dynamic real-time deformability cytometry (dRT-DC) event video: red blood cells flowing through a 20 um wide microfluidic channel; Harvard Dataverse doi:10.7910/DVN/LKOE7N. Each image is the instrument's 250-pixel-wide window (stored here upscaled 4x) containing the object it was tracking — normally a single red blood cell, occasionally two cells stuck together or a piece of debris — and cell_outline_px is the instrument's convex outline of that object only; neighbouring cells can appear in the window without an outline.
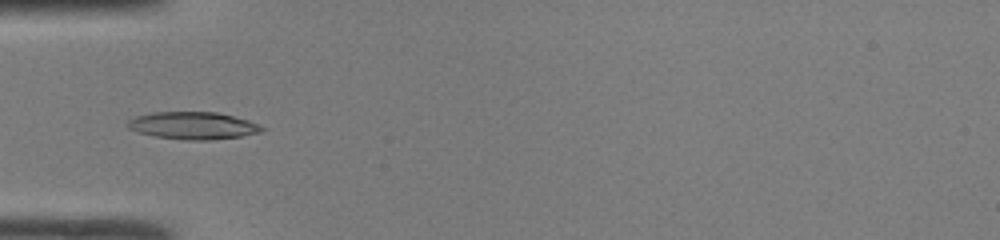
{"species": "common noctule bat (a hibernating species)", "species_latin": "Nyctalus noctula", "temperature_condition": "room temperature", "stored_images_in_passage": 36, "camera_frame_rate_fps": 3000, "um_per_image_px": 0.085, "animal": {"sex": "male", "body_mass_g": 19.0, "forearm_length_mm": 50.8}, "frame": {"image": 1, "passage_image": 4, "time_ms": 1.0, "image_size_px": [1000, 240], "cell_outline_px": [[264, 128], [260, 132], [240, 136], [208, 140], [188, 140], [156, 136], [136, 132], [128, 128], [124, 124], [128, 120], [136, 116], [152, 112], [216, 112], [248, 120], [260, 124]], "centroid_in_image_um": [16.36, 10.67], "position_along_channel_um": 68.6, "area_um2": 21.33}}
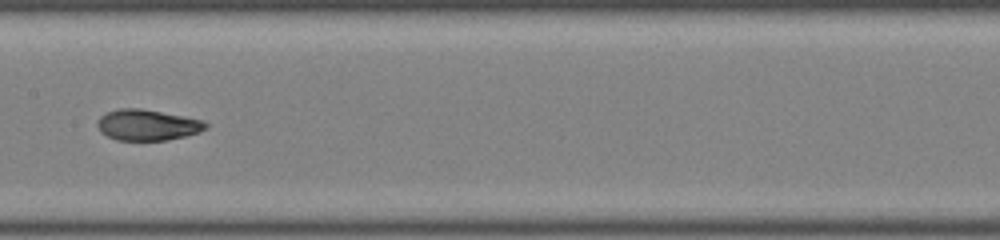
{"frame": {"image": 2, "passage_image": 13, "time_ms": 4.0, "image_size_px": [1000, 240], "cell_outline_px": [[208, 128], [200, 132], [168, 140], [116, 140], [100, 132], [96, 124], [100, 116], [108, 112], [120, 108], [140, 108], [204, 120], [208, 124]], "centroid_in_image_um": [12.53, 10.62], "position_along_channel_um": 194.9, "area_um2": 19.54}}
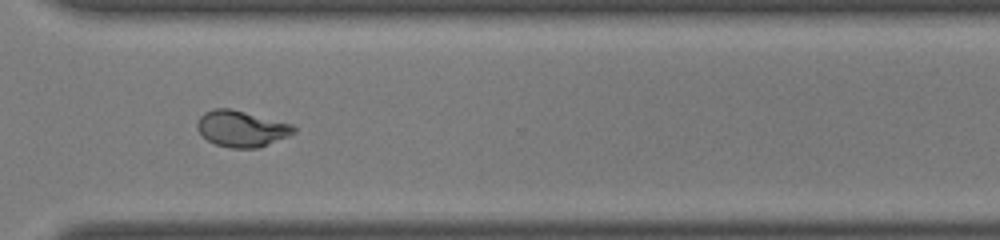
{"frame": {"image": 3, "passage_image": 24, "time_ms": 7.667, "image_size_px": [1000, 240], "cell_outline_px": [[296, 132], [288, 136], [256, 148], [232, 148], [216, 144], [208, 140], [196, 128], [196, 124], [200, 116], [204, 112], [212, 108], [228, 108], [292, 124], [296, 128]], "centroid_in_image_um": [20.5, 10.93], "position_along_channel_um": 350.1, "area_um2": 20.06}, "authors_computed_cell_mechanics": {"area_um2": 20.0566, "velocity_mm_per_s": 4.2332, "shape_relaxation_time_tau1_ms": 3.7875, "shape_relaxation_time_tau2_ms": 1.3383, "deformation_change_tau1": 0.2143, "deformation_change_tau2": 0.0634}}